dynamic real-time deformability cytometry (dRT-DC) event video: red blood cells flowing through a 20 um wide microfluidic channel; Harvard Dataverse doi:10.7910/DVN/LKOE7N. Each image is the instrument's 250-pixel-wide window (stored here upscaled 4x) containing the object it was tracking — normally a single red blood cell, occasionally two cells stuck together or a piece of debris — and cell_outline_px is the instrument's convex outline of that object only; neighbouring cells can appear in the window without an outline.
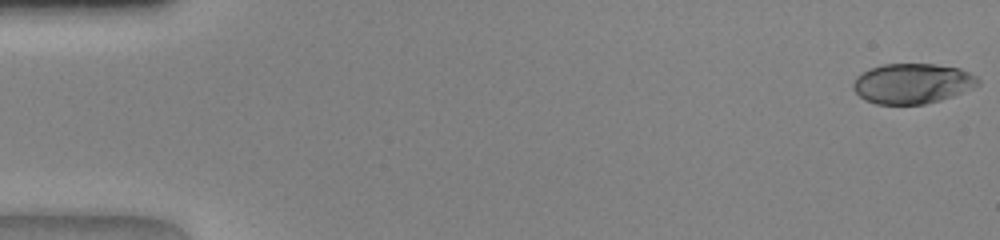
{"species": "human", "species_latin": "Homo sapiens", "temperature_condition": "warm", "stored_images_in_passage": 47, "camera_frame_rate_fps": 3000, "um_per_image_px": 0.085, "donor": {"sex": "female"}, "frame": {"image": 1, "passage_image": 1, "time_ms": 0.0, "image_size_px": [1000, 240], "cell_outline_px": [[980, 84], [972, 88], [952, 96], [940, 100], [924, 104], [876, 104], [864, 100], [852, 88], [852, 84], [856, 76], [868, 68], [884, 64], [936, 64], [960, 68], [976, 76], [980, 80]], "centroid_in_image_um": [77.53, 7.09], "position_along_channel_um": 7.5, "area_um2": 29.36}}
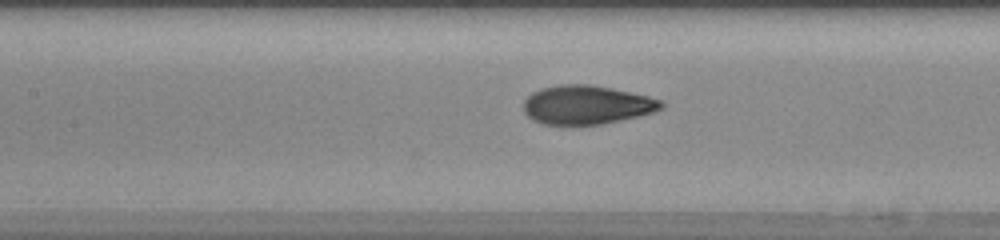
{"frame": {"image": 2, "passage_image": 22, "time_ms": 7.0, "image_size_px": [1000, 240], "cell_outline_px": [[664, 108], [656, 112], [640, 116], [600, 124], [540, 124], [532, 120], [524, 112], [524, 100], [532, 92], [540, 88], [560, 84], [588, 84], [612, 88], [648, 96], [660, 100], [664, 104]], "centroid_in_image_um": [49.87, 8.91], "position_along_channel_um": 157.5, "area_um2": 31.27}}
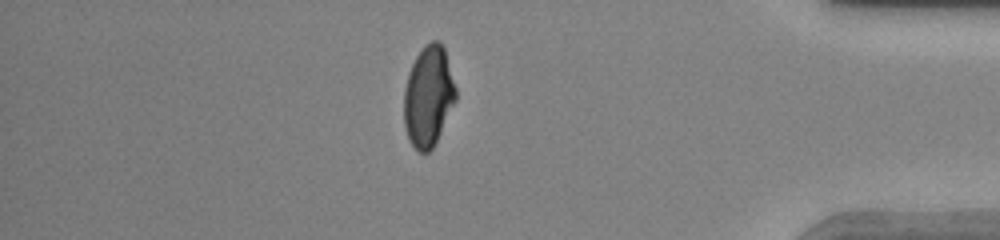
{"frame": {"image": 3, "passage_image": 41, "time_ms": 13.333, "image_size_px": [1000, 240], "cell_outline_px": [[456, 100], [432, 148], [428, 152], [420, 152], [408, 140], [404, 128], [404, 92], [408, 72], [416, 56], [424, 44], [432, 40], [436, 40], [444, 48], [456, 88]], "centroid_in_image_um": [36.39, 8.17], "position_along_channel_um": 398.8, "area_um2": 30.17}}